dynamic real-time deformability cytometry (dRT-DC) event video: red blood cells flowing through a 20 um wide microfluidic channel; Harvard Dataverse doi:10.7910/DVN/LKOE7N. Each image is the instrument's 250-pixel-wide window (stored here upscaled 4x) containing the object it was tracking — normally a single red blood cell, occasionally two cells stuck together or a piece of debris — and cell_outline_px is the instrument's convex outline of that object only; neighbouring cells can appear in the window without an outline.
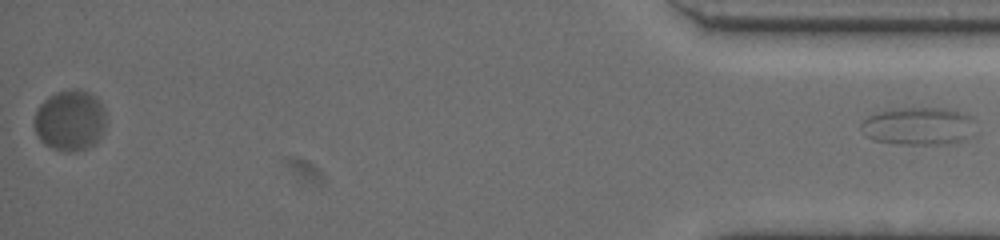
{"species": "common noctule bat (a hibernating species)", "species_latin": "Nyctalus noctula", "temperature_condition": "warm", "stored_images_in_passage": 54, "segment_of_instrument_passage": [2, 2], "camera_frame_rate_fps": 3000, "um_per_image_px": 0.085, "animal": {"sex": "female", "body_mass_g": 19.5, "forearm_length_mm": 54.1}, "frame": {"image": 1, "passage_image": 54, "time_ms": 17.667, "image_size_px": [1000, 240], "cell_outline_px": [[968, 136], [964, 140], [940, 144], [900, 144], [872, 140], [868, 136], [860, 124], [868, 116], [880, 112], [896, 108], [948, 108], [968, 116]], "centroid_in_image_um": [77.95, 10.72], "position_along_channel_um": 357.3, "area_um2": 24.16}}